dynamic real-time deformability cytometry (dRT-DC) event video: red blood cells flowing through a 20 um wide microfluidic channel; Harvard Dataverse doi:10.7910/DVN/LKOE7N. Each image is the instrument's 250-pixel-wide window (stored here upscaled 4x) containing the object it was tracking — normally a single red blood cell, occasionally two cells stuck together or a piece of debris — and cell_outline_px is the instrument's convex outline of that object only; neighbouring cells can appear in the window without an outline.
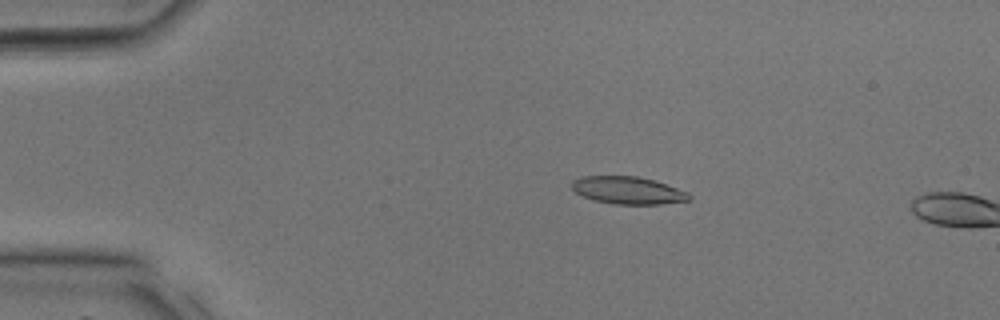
{"species": "common noctule bat (a hibernating species)", "species_latin": "Nyctalus noctula", "temperature_condition": "room temperature", "stored_images_in_passage": 9, "camera_frame_rate_fps": 3000, "um_per_image_px": 0.085, "animal": {"sex": "male", "body_mass_g": 17.9, "forearm_length_mm": 54.2}, "frame": {"image": 1, "passage_image": 7, "time_ms": 2.0, "image_size_px": [1000, 320], "cell_outline_px": [[692, 200], [660, 204], [612, 204], [592, 200], [576, 192], [572, 188], [572, 180], [580, 176], [636, 176], [652, 180], [688, 192], [692, 196]], "centroid_in_image_um": [53.36, 16.18], "position_along_channel_um": 31.6, "area_um2": 18.73}}